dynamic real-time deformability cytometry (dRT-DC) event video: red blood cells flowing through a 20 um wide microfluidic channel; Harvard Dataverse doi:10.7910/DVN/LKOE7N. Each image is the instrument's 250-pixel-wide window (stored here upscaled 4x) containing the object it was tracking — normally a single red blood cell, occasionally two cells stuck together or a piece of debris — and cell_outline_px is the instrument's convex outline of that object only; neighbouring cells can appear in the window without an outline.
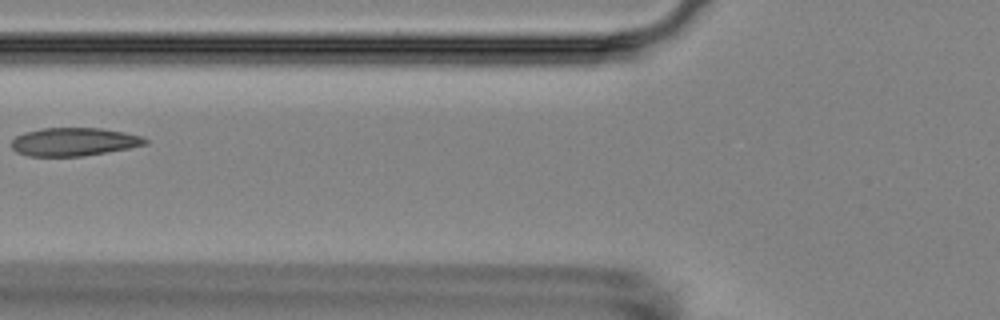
{"species": "Egyptian fruit bat (a non-hibernating species)", "species_latin": "Rousettus aegyptiacus", "temperature_condition": "room temperature", "stored_images_in_passage": 16, "camera_frame_rate_fps": 3000, "um_per_image_px": 0.085, "animal": {"sex": "female"}, "frame": {"image": 1, "passage_image": 6, "time_ms": 6.667, "image_size_px": [1000, 320], "cell_outline_px": [[148, 144], [128, 148], [84, 156], [28, 156], [16, 152], [12, 148], [12, 140], [16, 136], [24, 132], [40, 128], [100, 128], [124, 132], [140, 136], [148, 140]], "centroid_in_image_um": [6.26, 12.05], "position_along_channel_um": 119.5, "area_um2": 21.96}}
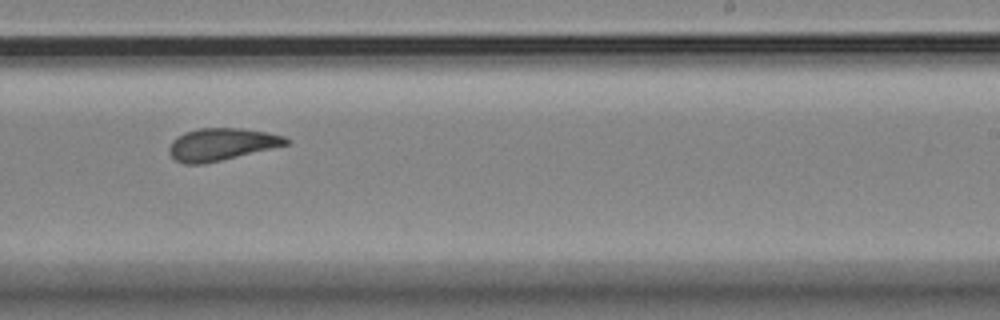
{"frame": {"image": 2, "passage_image": 10, "time_ms": 11.0, "image_size_px": [1000, 320], "cell_outline_px": [[292, 140], [288, 144], [204, 164], [184, 164], [176, 160], [168, 152], [168, 148], [172, 140], [176, 136], [184, 132], [200, 128], [240, 128], [268, 132], [284, 136]], "centroid_in_image_um": [18.8, 12.26], "position_along_channel_um": 270.2, "area_um2": 21.96}}
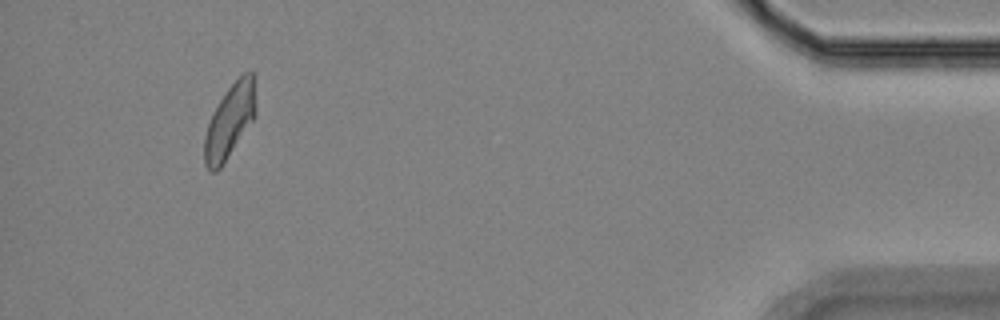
{"frame": {"image": 3, "passage_image": 15, "time_ms": 17.0, "image_size_px": [1000, 320], "cell_outline_px": [[256, 112], [252, 120], [220, 168], [216, 172], [212, 172], [204, 164], [204, 136], [212, 112], [228, 88], [244, 72], [256, 72]], "centroid_in_image_um": [19.55, 10.24], "position_along_channel_um": 415.7, "area_um2": 22.02}, "authors_computed_cell_mechanics": {"area_um2": 22.0218, "velocity_mm_per_s": 3.4856, "shape_relaxation_time_tau1_ms": 6.6349, "shape_relaxation_time_tau2_ms": 2.2571, "deformation_change_tau1": 0.1446, "deformation_change_tau2": 0.0925}}